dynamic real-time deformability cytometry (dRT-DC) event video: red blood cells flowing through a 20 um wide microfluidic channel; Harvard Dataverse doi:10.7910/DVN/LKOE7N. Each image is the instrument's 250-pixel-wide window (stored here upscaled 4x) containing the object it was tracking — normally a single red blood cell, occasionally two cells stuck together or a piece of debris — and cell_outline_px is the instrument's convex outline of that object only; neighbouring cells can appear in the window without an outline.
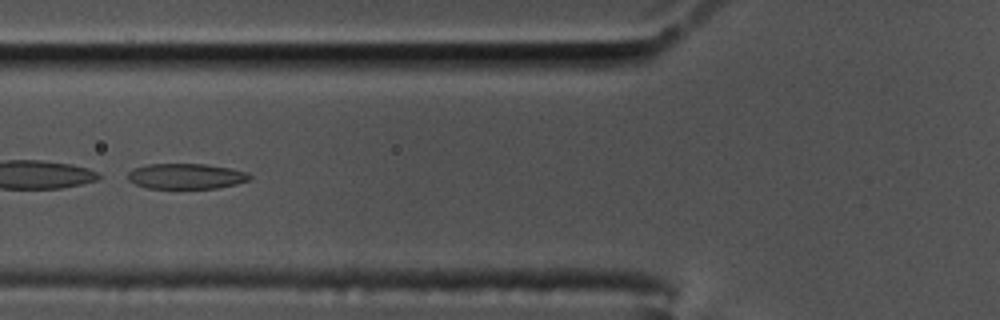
{"species": "common noctule bat (a hibernating species)", "species_latin": "Nyctalus noctula", "temperature_condition": "cold", "stored_images_in_passage": 50, "camera_frame_rate_fps": 3000, "um_per_image_px": 0.085, "animal": {"sex": "male", "body_mass_g": 17.5, "forearm_length_mm": 52.3}, "frame": {"image": 1, "passage_image": 15, "time_ms": 4.667, "image_size_px": [1000, 320], "cell_outline_px": [[252, 176], [248, 180], [236, 184], [216, 188], [148, 188], [136, 184], [128, 180], [128, 172], [132, 168], [148, 164], [204, 164], [228, 168], [248, 172]], "centroid_in_image_um": [15.8, 14.97], "position_along_channel_um": 110.0, "area_um2": 17.98}}
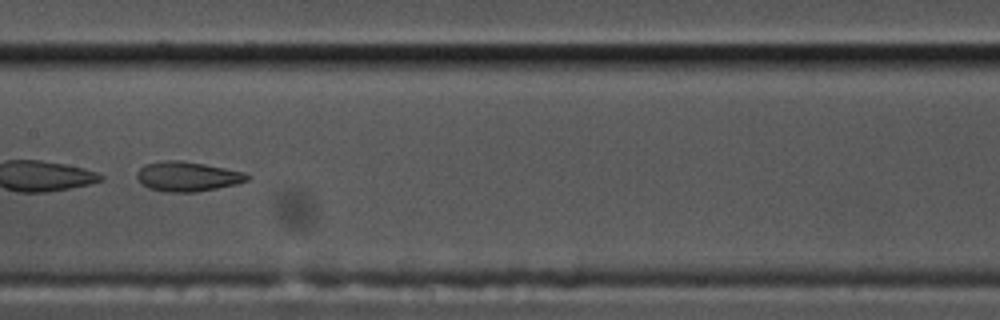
{"frame": {"image": 2, "passage_image": 22, "time_ms": 7.0, "image_size_px": [1000, 320], "cell_outline_px": [[252, 176], [248, 180], [236, 184], [196, 192], [164, 192], [148, 188], [136, 176], [136, 172], [144, 164], [164, 160], [180, 160], [204, 164], [244, 172]], "centroid_in_image_um": [15.93, 15.0], "position_along_channel_um": 191.5, "area_um2": 19.07}}
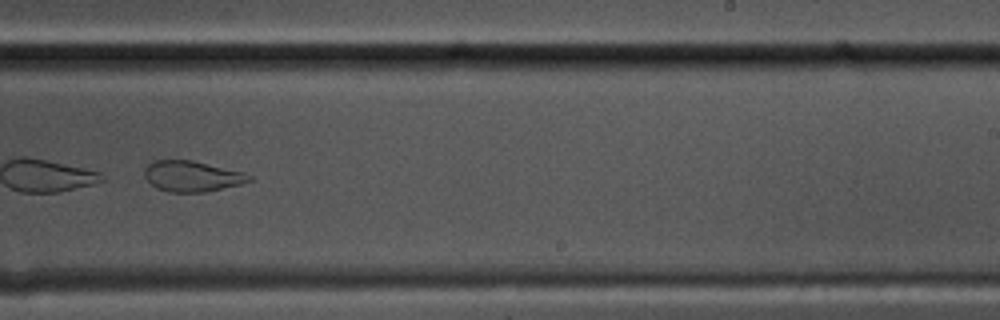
{"frame": {"image": 3, "passage_image": 29, "time_ms": 9.333, "image_size_px": [1000, 320], "cell_outline_px": [[252, 180], [240, 184], [204, 192], [168, 192], [156, 188], [144, 176], [144, 168], [148, 164], [156, 160], [192, 160], [244, 172], [252, 176]], "centroid_in_image_um": [16.31, 14.98], "position_along_channel_um": 272.7, "area_um2": 18.67}}